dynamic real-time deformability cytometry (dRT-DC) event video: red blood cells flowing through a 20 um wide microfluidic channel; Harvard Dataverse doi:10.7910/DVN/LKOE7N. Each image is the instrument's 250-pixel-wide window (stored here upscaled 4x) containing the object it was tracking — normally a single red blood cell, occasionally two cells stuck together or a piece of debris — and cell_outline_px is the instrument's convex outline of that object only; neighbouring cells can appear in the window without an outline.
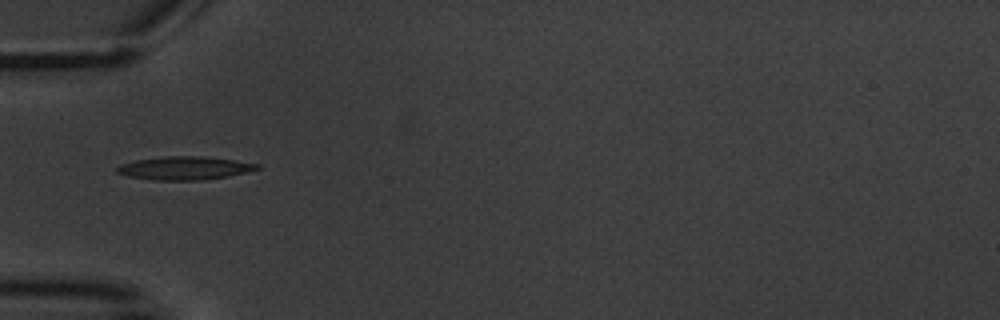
{"species": "common noctule bat (a hibernating species)", "species_latin": "Nyctalus noctula", "temperature_condition": "warm", "stored_images_in_passage": 15, "camera_frame_rate_fps": 3000, "um_per_image_px": 0.085, "animal": {"sex": "male", "body_mass_g": 20.1, "forearm_length_mm": 53.5}, "frame": {"image": 1, "passage_image": 5, "time_ms": 5.667, "image_size_px": [1000, 320], "cell_outline_px": [[260, 168], [228, 176], [204, 180], [152, 180], [128, 176], [116, 172], [116, 168], [120, 164], [136, 160], [168, 156], [196, 156], [232, 160], [260, 164]], "centroid_in_image_um": [15.64, 14.29], "position_along_channel_um": 69.4, "area_um2": 18.73}}
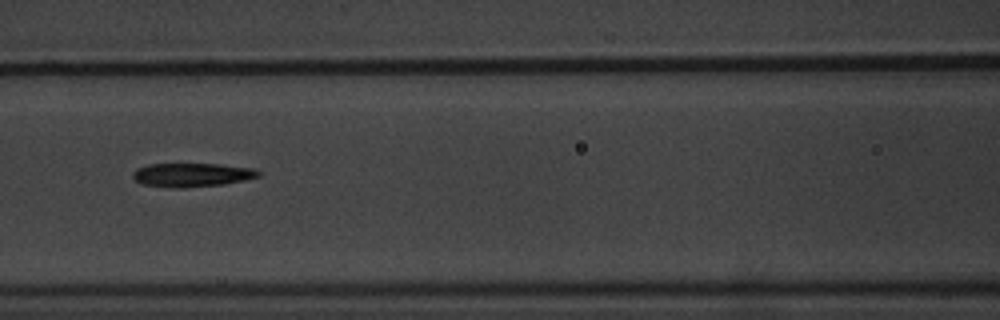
{"frame": {"image": 2, "passage_image": 7, "time_ms": 8.0, "image_size_px": [1000, 320], "cell_outline_px": [[260, 176], [244, 180], [224, 184], [184, 188], [176, 188], [140, 184], [132, 176], [132, 172], [136, 168], [148, 164], [220, 164], [252, 168], [260, 172]], "centroid_in_image_um": [16.28, 14.86], "position_along_channel_um": 150.3, "area_um2": 17.46}}
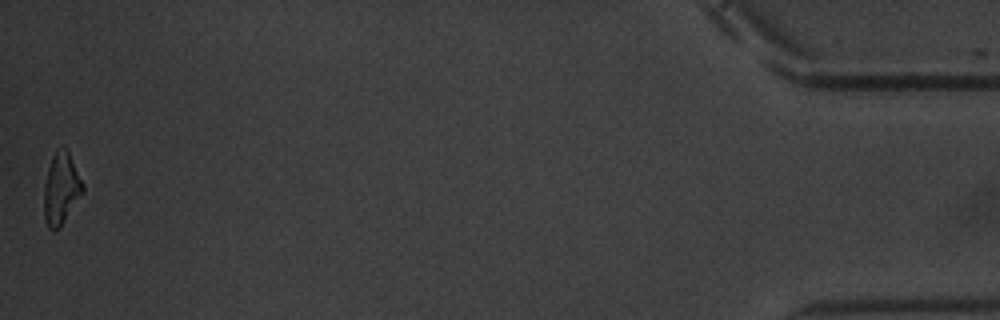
{"frame": {"image": 3, "passage_image": 15, "time_ms": 18.667, "image_size_px": [1000, 320], "cell_outline_px": [[84, 192], [60, 228], [48, 228], [44, 216], [44, 188], [48, 168], [52, 156], [56, 148], [64, 144], [68, 148], [84, 184]], "centroid_in_image_um": [5.22, 15.96], "position_along_channel_um": 430.0, "area_um2": 16.53}, "authors_computed_cell_mechanics": {"area_um2": 17.1666, "velocity_mm_per_s": 3.4488, "shape_relaxation_time_tau1_ms": 3.8097, "shape_relaxation_time_tau2_ms": 10.2339, "deformation_change_tau1": 0.1192, "deformation_change_tau2": 0.2278}}